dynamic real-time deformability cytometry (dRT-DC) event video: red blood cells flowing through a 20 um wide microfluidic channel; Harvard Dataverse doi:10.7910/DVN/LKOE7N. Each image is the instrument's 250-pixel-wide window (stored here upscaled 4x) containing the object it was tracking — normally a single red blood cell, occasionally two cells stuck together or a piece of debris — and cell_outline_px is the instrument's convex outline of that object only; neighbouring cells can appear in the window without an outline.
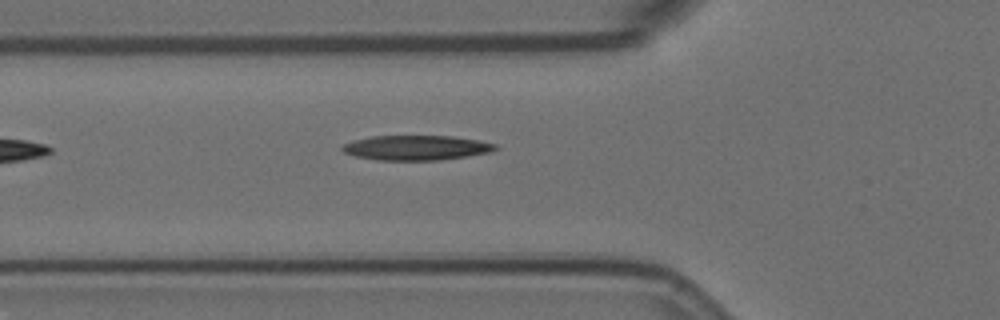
{"species": "Egyptian fruit bat (a non-hibernating species)", "species_latin": "Rousettus aegyptiacus", "temperature_condition": "room temperature", "stored_images_in_passage": 17, "camera_frame_rate_fps": 3000, "um_per_image_px": 0.085, "animal": {"sex": "female"}, "frame": {"image": 1, "passage_image": 3, "time_ms": 0.667, "image_size_px": [1000, 320], "cell_outline_px": [[500, 148], [492, 152], [436, 160], [376, 160], [356, 156], [344, 152], [340, 148], [344, 144], [352, 140], [372, 136], [452, 136], [476, 140], [496, 144]], "centroid_in_image_um": [35.37, 12.55], "position_along_channel_um": 90.4, "area_um2": 22.02}}
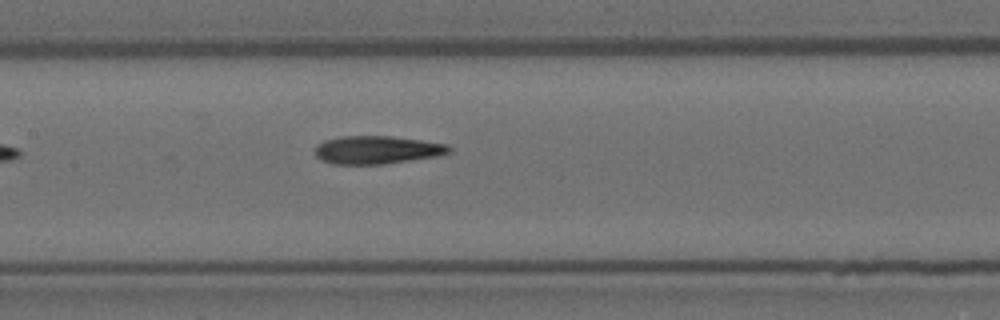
{"frame": {"image": 2, "passage_image": 10, "time_ms": 3.0, "image_size_px": [1000, 320], "cell_outline_px": [[452, 152], [436, 156], [384, 164], [332, 164], [320, 160], [316, 156], [316, 144], [324, 140], [340, 136], [392, 136], [448, 144], [452, 148]], "centroid_in_image_um": [32.03, 12.74], "position_along_channel_um": 175.4, "area_um2": 22.02}}
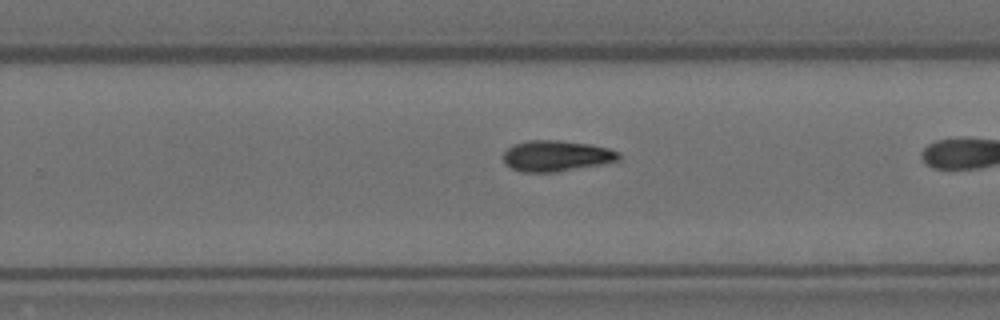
{"frame": {"image": 3, "passage_image": 16, "time_ms": 5.0, "image_size_px": [1000, 320], "cell_outline_px": [[620, 160], [600, 164], [556, 172], [524, 172], [512, 168], [504, 164], [504, 152], [512, 144], [528, 140], [560, 140], [588, 144], [608, 148], [620, 152]], "centroid_in_image_um": [47.27, 13.24], "position_along_channel_um": 282.5, "area_um2": 20.75}}